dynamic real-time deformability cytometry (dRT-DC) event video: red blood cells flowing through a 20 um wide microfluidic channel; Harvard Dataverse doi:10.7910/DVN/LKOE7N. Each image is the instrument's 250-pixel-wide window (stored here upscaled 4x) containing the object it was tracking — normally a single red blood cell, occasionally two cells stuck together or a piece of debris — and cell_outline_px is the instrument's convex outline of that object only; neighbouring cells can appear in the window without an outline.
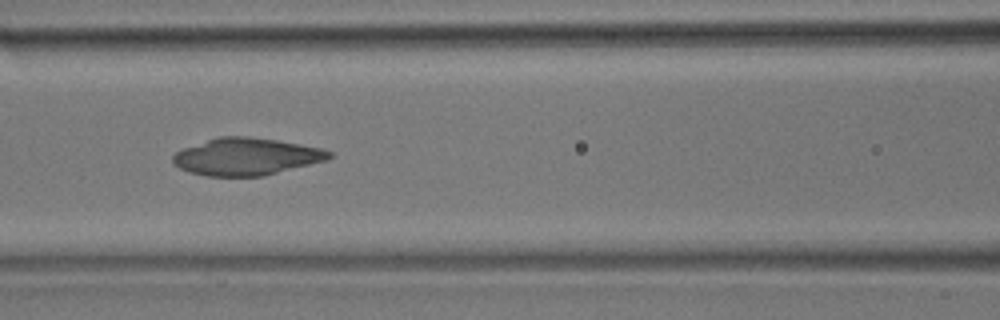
{"species": "common noctule bat (a hibernating species)", "species_latin": "Nyctalus noctula", "temperature_condition": "room temperature", "stored_images_in_passage": 41, "camera_frame_rate_fps": 3000, "um_per_image_px": 0.085, "animal": {"sex": "male", "body_mass_g": 17.9}, "frame": {"image": 1, "passage_image": 18, "time_ms": 5.667, "image_size_px": [1000, 320], "cell_outline_px": [[332, 156], [328, 160], [264, 176], [208, 176], [188, 172], [180, 168], [172, 160], [172, 156], [176, 152], [184, 148], [216, 136], [248, 136], [276, 140], [300, 144], [320, 148], [332, 152]], "centroid_in_image_um": [20.94, 13.31], "position_along_channel_um": 145.7, "area_um2": 33.87}}
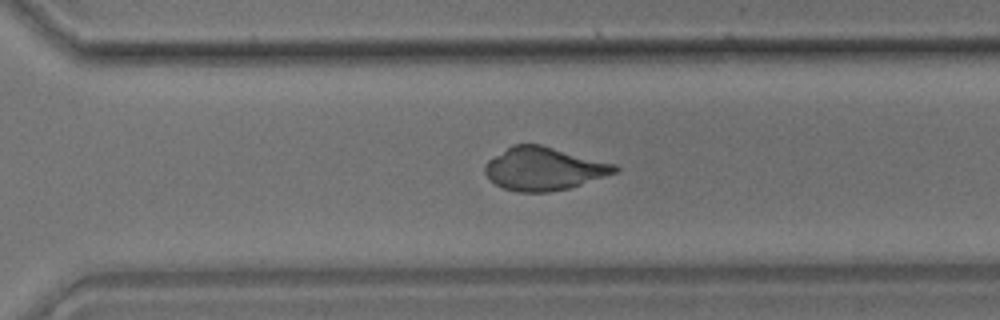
{"frame": {"image": 2, "passage_image": 30, "time_ms": 9.667, "image_size_px": [1000, 320], "cell_outline_px": [[620, 168], [616, 172], [568, 188], [548, 192], [516, 192], [504, 188], [496, 184], [484, 172], [484, 168], [488, 160], [512, 144], [540, 144], [616, 164]], "centroid_in_image_um": [46.21, 14.33], "position_along_channel_um": 324.4, "area_um2": 32.25}}
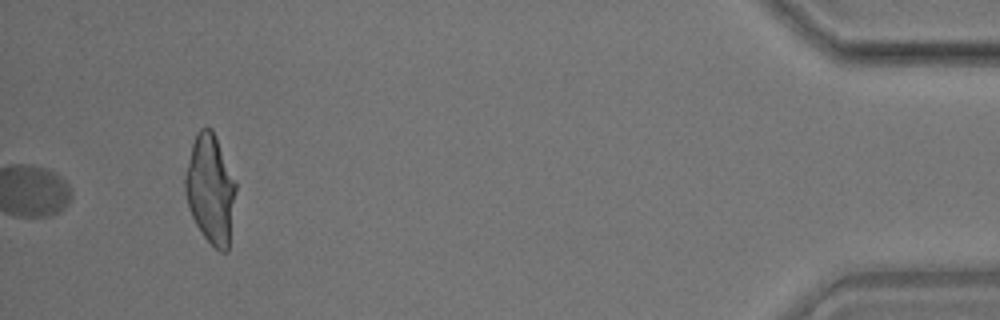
{"frame": {"image": 3, "passage_image": 41, "time_ms": 13.333, "image_size_px": [1000, 320], "cell_outline_px": [[236, 188], [228, 252], [220, 252], [204, 236], [196, 224], [188, 208], [184, 192], [184, 176], [192, 144], [196, 132], [200, 128], [212, 128], [216, 136], [236, 184]], "centroid_in_image_um": [17.87, 16.07], "position_along_channel_um": 417.3, "area_um2": 32.02}}